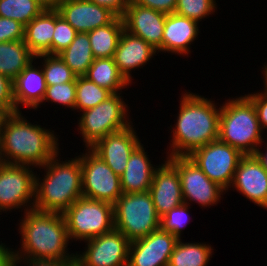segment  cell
Listing matches in <instances>:
<instances>
[{
    "label": "cell",
    "mask_w": 267,
    "mask_h": 266,
    "mask_svg": "<svg viewBox=\"0 0 267 266\" xmlns=\"http://www.w3.org/2000/svg\"><path fill=\"white\" fill-rule=\"evenodd\" d=\"M20 112L0 116V162L40 168L59 151L58 135Z\"/></svg>",
    "instance_id": "6da1fadb"
},
{
    "label": "cell",
    "mask_w": 267,
    "mask_h": 266,
    "mask_svg": "<svg viewBox=\"0 0 267 266\" xmlns=\"http://www.w3.org/2000/svg\"><path fill=\"white\" fill-rule=\"evenodd\" d=\"M19 225L22 249L12 250L14 260L75 264L76 252L70 254L67 248L70 239L63 214L30 209L24 213Z\"/></svg>",
    "instance_id": "7a4b0ae2"
},
{
    "label": "cell",
    "mask_w": 267,
    "mask_h": 266,
    "mask_svg": "<svg viewBox=\"0 0 267 266\" xmlns=\"http://www.w3.org/2000/svg\"><path fill=\"white\" fill-rule=\"evenodd\" d=\"M181 97L168 157L189 156L219 136L221 105L217 109L214 101L195 93L184 92Z\"/></svg>",
    "instance_id": "3957f363"
},
{
    "label": "cell",
    "mask_w": 267,
    "mask_h": 266,
    "mask_svg": "<svg viewBox=\"0 0 267 266\" xmlns=\"http://www.w3.org/2000/svg\"><path fill=\"white\" fill-rule=\"evenodd\" d=\"M58 155L59 152L39 168L45 170L42 181L35 174V210L63 214L83 197L80 157L61 161Z\"/></svg>",
    "instance_id": "277c9868"
},
{
    "label": "cell",
    "mask_w": 267,
    "mask_h": 266,
    "mask_svg": "<svg viewBox=\"0 0 267 266\" xmlns=\"http://www.w3.org/2000/svg\"><path fill=\"white\" fill-rule=\"evenodd\" d=\"M253 102L245 95L227 99L221 105L218 139L239 150L254 155L265 143Z\"/></svg>",
    "instance_id": "5b68a950"
},
{
    "label": "cell",
    "mask_w": 267,
    "mask_h": 266,
    "mask_svg": "<svg viewBox=\"0 0 267 266\" xmlns=\"http://www.w3.org/2000/svg\"><path fill=\"white\" fill-rule=\"evenodd\" d=\"M150 192L122 193L114 204V228L131 242L160 228Z\"/></svg>",
    "instance_id": "8992f818"
},
{
    "label": "cell",
    "mask_w": 267,
    "mask_h": 266,
    "mask_svg": "<svg viewBox=\"0 0 267 266\" xmlns=\"http://www.w3.org/2000/svg\"><path fill=\"white\" fill-rule=\"evenodd\" d=\"M122 93H115L94 108L82 111L78 120V130L86 149H90L108 134L122 130L132 124L128 114V104Z\"/></svg>",
    "instance_id": "52a82bcc"
},
{
    "label": "cell",
    "mask_w": 267,
    "mask_h": 266,
    "mask_svg": "<svg viewBox=\"0 0 267 266\" xmlns=\"http://www.w3.org/2000/svg\"><path fill=\"white\" fill-rule=\"evenodd\" d=\"M70 240L86 241L114 229V205L78 198L63 213Z\"/></svg>",
    "instance_id": "ba28073f"
},
{
    "label": "cell",
    "mask_w": 267,
    "mask_h": 266,
    "mask_svg": "<svg viewBox=\"0 0 267 266\" xmlns=\"http://www.w3.org/2000/svg\"><path fill=\"white\" fill-rule=\"evenodd\" d=\"M243 156L236 148L217 139L195 149L188 157L210 180L228 192Z\"/></svg>",
    "instance_id": "9c48e42d"
},
{
    "label": "cell",
    "mask_w": 267,
    "mask_h": 266,
    "mask_svg": "<svg viewBox=\"0 0 267 266\" xmlns=\"http://www.w3.org/2000/svg\"><path fill=\"white\" fill-rule=\"evenodd\" d=\"M79 155L82 166L83 197L114 205L122 195L120 176L91 149Z\"/></svg>",
    "instance_id": "30bf717a"
},
{
    "label": "cell",
    "mask_w": 267,
    "mask_h": 266,
    "mask_svg": "<svg viewBox=\"0 0 267 266\" xmlns=\"http://www.w3.org/2000/svg\"><path fill=\"white\" fill-rule=\"evenodd\" d=\"M35 174L31 166L0 162V212L33 209Z\"/></svg>",
    "instance_id": "8fae6325"
},
{
    "label": "cell",
    "mask_w": 267,
    "mask_h": 266,
    "mask_svg": "<svg viewBox=\"0 0 267 266\" xmlns=\"http://www.w3.org/2000/svg\"><path fill=\"white\" fill-rule=\"evenodd\" d=\"M166 158L178 171L185 204L195 202L203 208L217 205L226 191L210 180L193 160L188 156Z\"/></svg>",
    "instance_id": "7c38bea8"
},
{
    "label": "cell",
    "mask_w": 267,
    "mask_h": 266,
    "mask_svg": "<svg viewBox=\"0 0 267 266\" xmlns=\"http://www.w3.org/2000/svg\"><path fill=\"white\" fill-rule=\"evenodd\" d=\"M84 242L86 250L75 254V266H127L130 241L115 228Z\"/></svg>",
    "instance_id": "4fadbf2b"
},
{
    "label": "cell",
    "mask_w": 267,
    "mask_h": 266,
    "mask_svg": "<svg viewBox=\"0 0 267 266\" xmlns=\"http://www.w3.org/2000/svg\"><path fill=\"white\" fill-rule=\"evenodd\" d=\"M178 239L161 228L130 242L127 266H168Z\"/></svg>",
    "instance_id": "5bb4252c"
},
{
    "label": "cell",
    "mask_w": 267,
    "mask_h": 266,
    "mask_svg": "<svg viewBox=\"0 0 267 266\" xmlns=\"http://www.w3.org/2000/svg\"><path fill=\"white\" fill-rule=\"evenodd\" d=\"M166 15L154 9L134 4L130 0L122 17L124 30L142 38L158 53H161Z\"/></svg>",
    "instance_id": "9a60e30c"
},
{
    "label": "cell",
    "mask_w": 267,
    "mask_h": 266,
    "mask_svg": "<svg viewBox=\"0 0 267 266\" xmlns=\"http://www.w3.org/2000/svg\"><path fill=\"white\" fill-rule=\"evenodd\" d=\"M140 144L132 123L122 130L108 134L90 149L120 176L125 171L131 154Z\"/></svg>",
    "instance_id": "2e32d148"
},
{
    "label": "cell",
    "mask_w": 267,
    "mask_h": 266,
    "mask_svg": "<svg viewBox=\"0 0 267 266\" xmlns=\"http://www.w3.org/2000/svg\"><path fill=\"white\" fill-rule=\"evenodd\" d=\"M229 188L267 210V171L255 155L241 158Z\"/></svg>",
    "instance_id": "e0dca14e"
},
{
    "label": "cell",
    "mask_w": 267,
    "mask_h": 266,
    "mask_svg": "<svg viewBox=\"0 0 267 266\" xmlns=\"http://www.w3.org/2000/svg\"><path fill=\"white\" fill-rule=\"evenodd\" d=\"M149 192L160 217L184 203L178 171L168 159L154 171Z\"/></svg>",
    "instance_id": "ac0fdd59"
},
{
    "label": "cell",
    "mask_w": 267,
    "mask_h": 266,
    "mask_svg": "<svg viewBox=\"0 0 267 266\" xmlns=\"http://www.w3.org/2000/svg\"><path fill=\"white\" fill-rule=\"evenodd\" d=\"M57 11L78 33H88L109 24L116 17L90 0H64Z\"/></svg>",
    "instance_id": "d6986e66"
},
{
    "label": "cell",
    "mask_w": 267,
    "mask_h": 266,
    "mask_svg": "<svg viewBox=\"0 0 267 266\" xmlns=\"http://www.w3.org/2000/svg\"><path fill=\"white\" fill-rule=\"evenodd\" d=\"M156 52L158 54V51L142 38L123 30L113 58L119 72L131 84V71L149 63Z\"/></svg>",
    "instance_id": "ffe728a7"
},
{
    "label": "cell",
    "mask_w": 267,
    "mask_h": 266,
    "mask_svg": "<svg viewBox=\"0 0 267 266\" xmlns=\"http://www.w3.org/2000/svg\"><path fill=\"white\" fill-rule=\"evenodd\" d=\"M34 62L35 59L13 80L16 112H20L19 106L22 105L36 110L42 104L47 85L42 68L39 65L35 67L33 64L37 63Z\"/></svg>",
    "instance_id": "44dd1931"
},
{
    "label": "cell",
    "mask_w": 267,
    "mask_h": 266,
    "mask_svg": "<svg viewBox=\"0 0 267 266\" xmlns=\"http://www.w3.org/2000/svg\"><path fill=\"white\" fill-rule=\"evenodd\" d=\"M198 25V22L176 13L167 14L162 38V53L178 55L191 53L190 45L200 33Z\"/></svg>",
    "instance_id": "7402d4cb"
},
{
    "label": "cell",
    "mask_w": 267,
    "mask_h": 266,
    "mask_svg": "<svg viewBox=\"0 0 267 266\" xmlns=\"http://www.w3.org/2000/svg\"><path fill=\"white\" fill-rule=\"evenodd\" d=\"M147 154L142 143L131 154L125 171L120 175L123 193L149 191L157 166L151 164Z\"/></svg>",
    "instance_id": "603a6c76"
},
{
    "label": "cell",
    "mask_w": 267,
    "mask_h": 266,
    "mask_svg": "<svg viewBox=\"0 0 267 266\" xmlns=\"http://www.w3.org/2000/svg\"><path fill=\"white\" fill-rule=\"evenodd\" d=\"M55 22L56 10H44L25 26L24 43L34 56L51 55Z\"/></svg>",
    "instance_id": "cb8c5ba5"
},
{
    "label": "cell",
    "mask_w": 267,
    "mask_h": 266,
    "mask_svg": "<svg viewBox=\"0 0 267 266\" xmlns=\"http://www.w3.org/2000/svg\"><path fill=\"white\" fill-rule=\"evenodd\" d=\"M34 58L24 40L0 42V74L12 81Z\"/></svg>",
    "instance_id": "d4e9b609"
},
{
    "label": "cell",
    "mask_w": 267,
    "mask_h": 266,
    "mask_svg": "<svg viewBox=\"0 0 267 266\" xmlns=\"http://www.w3.org/2000/svg\"><path fill=\"white\" fill-rule=\"evenodd\" d=\"M123 30V19L115 17L109 24L88 32L95 59L114 57Z\"/></svg>",
    "instance_id": "484cf974"
},
{
    "label": "cell",
    "mask_w": 267,
    "mask_h": 266,
    "mask_svg": "<svg viewBox=\"0 0 267 266\" xmlns=\"http://www.w3.org/2000/svg\"><path fill=\"white\" fill-rule=\"evenodd\" d=\"M84 76L112 94L121 93L123 88L130 85L119 72L114 58L95 59Z\"/></svg>",
    "instance_id": "4316f807"
},
{
    "label": "cell",
    "mask_w": 267,
    "mask_h": 266,
    "mask_svg": "<svg viewBox=\"0 0 267 266\" xmlns=\"http://www.w3.org/2000/svg\"><path fill=\"white\" fill-rule=\"evenodd\" d=\"M58 55L76 76H84L95 60L88 33L84 32L77 33L72 43Z\"/></svg>",
    "instance_id": "83f0119b"
},
{
    "label": "cell",
    "mask_w": 267,
    "mask_h": 266,
    "mask_svg": "<svg viewBox=\"0 0 267 266\" xmlns=\"http://www.w3.org/2000/svg\"><path fill=\"white\" fill-rule=\"evenodd\" d=\"M214 250L210 244L183 242L178 239L168 266H207Z\"/></svg>",
    "instance_id": "f1b7e54d"
},
{
    "label": "cell",
    "mask_w": 267,
    "mask_h": 266,
    "mask_svg": "<svg viewBox=\"0 0 267 266\" xmlns=\"http://www.w3.org/2000/svg\"><path fill=\"white\" fill-rule=\"evenodd\" d=\"M112 93L94 82L88 80L85 76L76 78V103L74 110L80 109V112L94 108L101 102L110 97Z\"/></svg>",
    "instance_id": "f546056e"
},
{
    "label": "cell",
    "mask_w": 267,
    "mask_h": 266,
    "mask_svg": "<svg viewBox=\"0 0 267 266\" xmlns=\"http://www.w3.org/2000/svg\"><path fill=\"white\" fill-rule=\"evenodd\" d=\"M43 11L35 0H0V17L13 19L24 26Z\"/></svg>",
    "instance_id": "4dcf8cb0"
},
{
    "label": "cell",
    "mask_w": 267,
    "mask_h": 266,
    "mask_svg": "<svg viewBox=\"0 0 267 266\" xmlns=\"http://www.w3.org/2000/svg\"><path fill=\"white\" fill-rule=\"evenodd\" d=\"M42 59L43 65H40L46 85L63 84L76 81V74L65 64L59 55L42 54L35 56L36 59Z\"/></svg>",
    "instance_id": "1f68e13d"
},
{
    "label": "cell",
    "mask_w": 267,
    "mask_h": 266,
    "mask_svg": "<svg viewBox=\"0 0 267 266\" xmlns=\"http://www.w3.org/2000/svg\"><path fill=\"white\" fill-rule=\"evenodd\" d=\"M216 9V0H177L175 13L199 23Z\"/></svg>",
    "instance_id": "d6a6232c"
},
{
    "label": "cell",
    "mask_w": 267,
    "mask_h": 266,
    "mask_svg": "<svg viewBox=\"0 0 267 266\" xmlns=\"http://www.w3.org/2000/svg\"><path fill=\"white\" fill-rule=\"evenodd\" d=\"M189 205L183 203L182 205L172 208L160 219V228L163 231L169 232L177 239H181L183 228L188 224Z\"/></svg>",
    "instance_id": "836d02e7"
},
{
    "label": "cell",
    "mask_w": 267,
    "mask_h": 266,
    "mask_svg": "<svg viewBox=\"0 0 267 266\" xmlns=\"http://www.w3.org/2000/svg\"><path fill=\"white\" fill-rule=\"evenodd\" d=\"M51 101L57 104L75 108L76 103V81L67 82L63 84L47 85L46 92L42 104Z\"/></svg>",
    "instance_id": "e575fe53"
},
{
    "label": "cell",
    "mask_w": 267,
    "mask_h": 266,
    "mask_svg": "<svg viewBox=\"0 0 267 266\" xmlns=\"http://www.w3.org/2000/svg\"><path fill=\"white\" fill-rule=\"evenodd\" d=\"M78 32L56 10V22L51 43V55H58L66 49Z\"/></svg>",
    "instance_id": "d590c367"
},
{
    "label": "cell",
    "mask_w": 267,
    "mask_h": 266,
    "mask_svg": "<svg viewBox=\"0 0 267 266\" xmlns=\"http://www.w3.org/2000/svg\"><path fill=\"white\" fill-rule=\"evenodd\" d=\"M16 113L13 98V81L0 74V115Z\"/></svg>",
    "instance_id": "8d00e7d4"
},
{
    "label": "cell",
    "mask_w": 267,
    "mask_h": 266,
    "mask_svg": "<svg viewBox=\"0 0 267 266\" xmlns=\"http://www.w3.org/2000/svg\"><path fill=\"white\" fill-rule=\"evenodd\" d=\"M24 30L20 22L0 17V42L24 40Z\"/></svg>",
    "instance_id": "74e56055"
},
{
    "label": "cell",
    "mask_w": 267,
    "mask_h": 266,
    "mask_svg": "<svg viewBox=\"0 0 267 266\" xmlns=\"http://www.w3.org/2000/svg\"><path fill=\"white\" fill-rule=\"evenodd\" d=\"M254 104L257 112L258 121L260 127L267 131V93L266 92H254L253 94L246 95Z\"/></svg>",
    "instance_id": "f35d334b"
},
{
    "label": "cell",
    "mask_w": 267,
    "mask_h": 266,
    "mask_svg": "<svg viewBox=\"0 0 267 266\" xmlns=\"http://www.w3.org/2000/svg\"><path fill=\"white\" fill-rule=\"evenodd\" d=\"M134 4L148 7L156 11L170 14L175 13L177 0H131Z\"/></svg>",
    "instance_id": "ab89813d"
},
{
    "label": "cell",
    "mask_w": 267,
    "mask_h": 266,
    "mask_svg": "<svg viewBox=\"0 0 267 266\" xmlns=\"http://www.w3.org/2000/svg\"><path fill=\"white\" fill-rule=\"evenodd\" d=\"M92 3L108 9L116 17L122 18L130 0H90Z\"/></svg>",
    "instance_id": "60d3db41"
},
{
    "label": "cell",
    "mask_w": 267,
    "mask_h": 266,
    "mask_svg": "<svg viewBox=\"0 0 267 266\" xmlns=\"http://www.w3.org/2000/svg\"><path fill=\"white\" fill-rule=\"evenodd\" d=\"M22 262V263H21ZM18 264H24V266H75L67 265L66 263L59 261H45V260H14V266H19Z\"/></svg>",
    "instance_id": "b9f144b4"
},
{
    "label": "cell",
    "mask_w": 267,
    "mask_h": 266,
    "mask_svg": "<svg viewBox=\"0 0 267 266\" xmlns=\"http://www.w3.org/2000/svg\"><path fill=\"white\" fill-rule=\"evenodd\" d=\"M13 248L0 245V266H14Z\"/></svg>",
    "instance_id": "7bdbcfd3"
},
{
    "label": "cell",
    "mask_w": 267,
    "mask_h": 266,
    "mask_svg": "<svg viewBox=\"0 0 267 266\" xmlns=\"http://www.w3.org/2000/svg\"><path fill=\"white\" fill-rule=\"evenodd\" d=\"M44 10H57L64 0H35Z\"/></svg>",
    "instance_id": "ee69618b"
},
{
    "label": "cell",
    "mask_w": 267,
    "mask_h": 266,
    "mask_svg": "<svg viewBox=\"0 0 267 266\" xmlns=\"http://www.w3.org/2000/svg\"><path fill=\"white\" fill-rule=\"evenodd\" d=\"M265 146H266L265 148L266 150L264 149L265 152L263 150L261 151L260 148L258 147L254 155L261 162L263 168L267 171V142L265 143Z\"/></svg>",
    "instance_id": "f6af8a7d"
},
{
    "label": "cell",
    "mask_w": 267,
    "mask_h": 266,
    "mask_svg": "<svg viewBox=\"0 0 267 266\" xmlns=\"http://www.w3.org/2000/svg\"><path fill=\"white\" fill-rule=\"evenodd\" d=\"M266 65V66H265ZM265 65H263L264 67H263V71H262V73H263V80L265 81H263V83H264V92H266L267 93V64H265Z\"/></svg>",
    "instance_id": "bcb514c9"
}]
</instances>
